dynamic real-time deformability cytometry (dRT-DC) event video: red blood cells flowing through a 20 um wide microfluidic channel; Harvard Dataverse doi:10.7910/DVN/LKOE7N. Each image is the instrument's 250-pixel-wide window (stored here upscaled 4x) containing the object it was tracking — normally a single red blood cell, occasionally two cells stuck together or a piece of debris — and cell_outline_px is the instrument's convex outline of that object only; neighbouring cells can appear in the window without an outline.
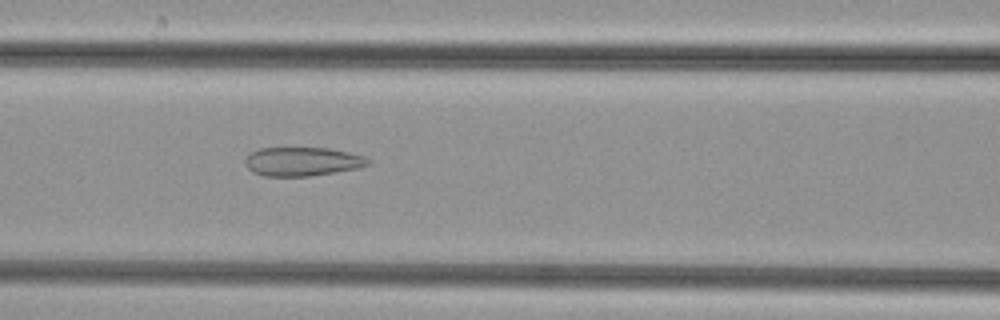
{"species": "common noctule bat (a hibernating species)", "species_latin": "Nyctalus noctula", "temperature_condition": "cold", "stored_images_in_passage": 42, "camera_frame_rate_fps": 3000, "um_per_image_px": 0.085, "animal": {"sex": "female", "body_mass_g": 29.2, "forearm_length_mm": 56.3}, "frame": {"image": 1, "passage_image": 17, "time_ms": 5.333, "image_size_px": [1000, 320], "cell_outline_px": [[372, 164], [356, 168], [308, 176], [264, 176], [252, 172], [244, 164], [244, 160], [252, 152], [260, 148], [328, 148], [348, 152], [364, 156], [372, 160]], "centroid_in_image_um": [25.7, 13.73], "position_along_channel_um": 140.9, "area_um2": 20.58}}
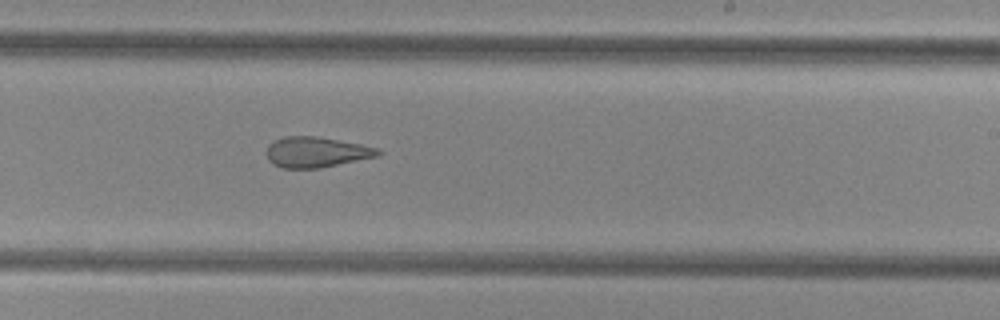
{"frame": {"image": 2, "passage_image": 26, "time_ms": 8.333, "image_size_px": [1000, 320], "cell_outline_px": [[384, 152], [380, 156], [320, 168], [284, 168], [272, 164], [268, 160], [268, 144], [272, 140], [284, 136], [316, 136], [360, 144], [380, 148]], "centroid_in_image_um": [26.92, 12.93], "position_along_channel_um": 262.1, "area_um2": 20.0}}
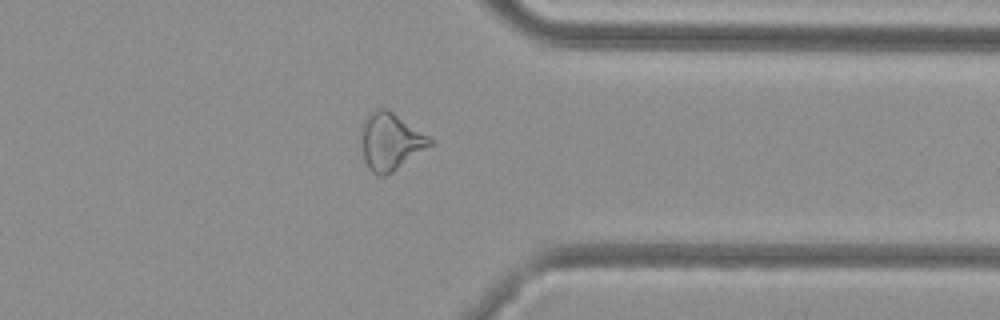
{"frame": {"image": 3, "passage_image": 35, "time_ms": 11.333, "image_size_px": [1000, 320], "cell_outline_px": [[436, 144], [392, 172], [384, 176], [380, 176], [372, 172], [368, 168], [364, 160], [360, 140], [360, 124], [368, 112], [376, 108], [384, 108], [392, 112], [436, 140]], "centroid_in_image_um": [33.19, 12.02], "position_along_channel_um": 378.2, "area_um2": 23.58}}